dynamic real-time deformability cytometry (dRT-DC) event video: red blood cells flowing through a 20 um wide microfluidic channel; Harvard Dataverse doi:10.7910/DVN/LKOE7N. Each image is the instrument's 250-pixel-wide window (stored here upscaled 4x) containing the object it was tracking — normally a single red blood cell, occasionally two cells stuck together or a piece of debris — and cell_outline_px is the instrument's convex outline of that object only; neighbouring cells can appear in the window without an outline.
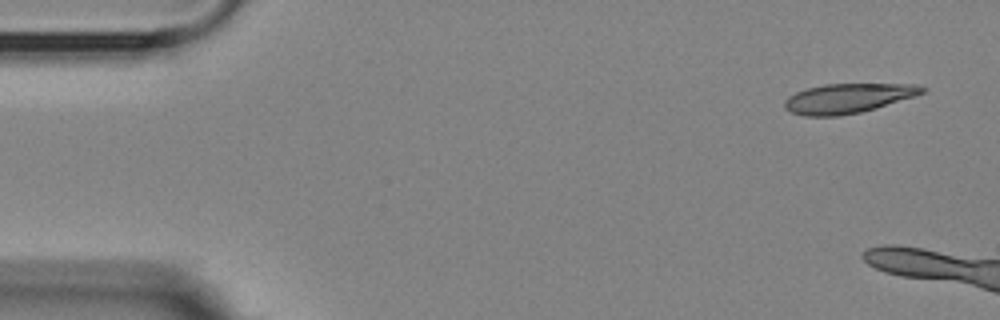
{"species": "Egyptian fruit bat (a non-hibernating species)", "species_latin": "Rousettus aegyptiacus", "temperature_condition": "room temperature", "stored_images_in_passage": 4, "segment_of_instrument_passage": [2, 2], "camera_frame_rate_fps": 3000, "um_per_image_px": 0.085, "animal": {"sex": "female"}, "frame": {"image": 1, "passage_image": 4, "time_ms": 3.667, "image_size_px": [1000, 320], "cell_outline_px": [[928, 88], [924, 92], [916, 96], [876, 108], [860, 112], [840, 116], [804, 116], [792, 112], [784, 108], [784, 100], [788, 96], [796, 92], [808, 88], [824, 84], [916, 84]], "centroid_in_image_um": [72.08, 8.35], "position_along_channel_um": 12.9, "area_um2": 23.81}}